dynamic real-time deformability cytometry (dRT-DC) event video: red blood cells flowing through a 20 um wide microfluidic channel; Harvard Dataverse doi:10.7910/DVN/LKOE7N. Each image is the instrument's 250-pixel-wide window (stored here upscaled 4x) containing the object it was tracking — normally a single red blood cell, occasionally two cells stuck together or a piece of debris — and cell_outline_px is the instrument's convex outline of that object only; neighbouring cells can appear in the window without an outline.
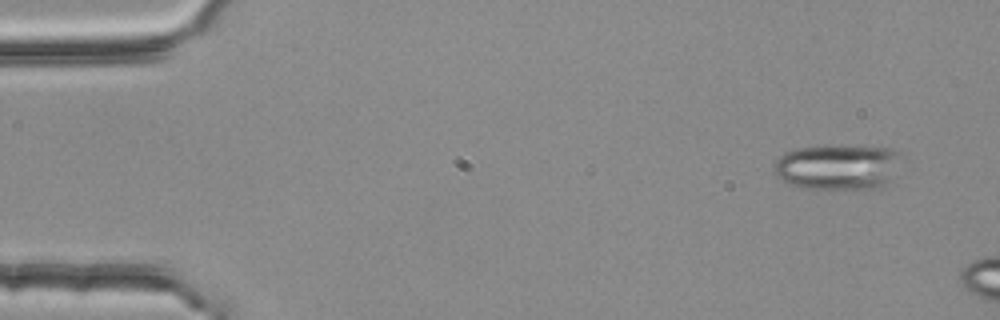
{"species": "common noctule bat (a hibernating species)", "species_latin": "Nyctalus noctula", "temperature_condition": "room temperature", "stored_images_in_passage": 4, "camera_frame_rate_fps": 3000, "um_per_image_px": 0.085, "animal": {"sex": "female", "body_mass_g": 25.1}, "frame": {"image": 1, "passage_image": 1, "time_ms": 0.0, "image_size_px": [1000, 320], "cell_outline_px": [[904, 156], [892, 180], [888, 184], [880, 188], [804, 188], [788, 184], [776, 176], [776, 160], [784, 152], [796, 148], [824, 144], [832, 144], [896, 148], [904, 152]], "centroid_in_image_um": [71.31, 14.14], "position_along_channel_um": 13.7, "area_um2": 34.85}}